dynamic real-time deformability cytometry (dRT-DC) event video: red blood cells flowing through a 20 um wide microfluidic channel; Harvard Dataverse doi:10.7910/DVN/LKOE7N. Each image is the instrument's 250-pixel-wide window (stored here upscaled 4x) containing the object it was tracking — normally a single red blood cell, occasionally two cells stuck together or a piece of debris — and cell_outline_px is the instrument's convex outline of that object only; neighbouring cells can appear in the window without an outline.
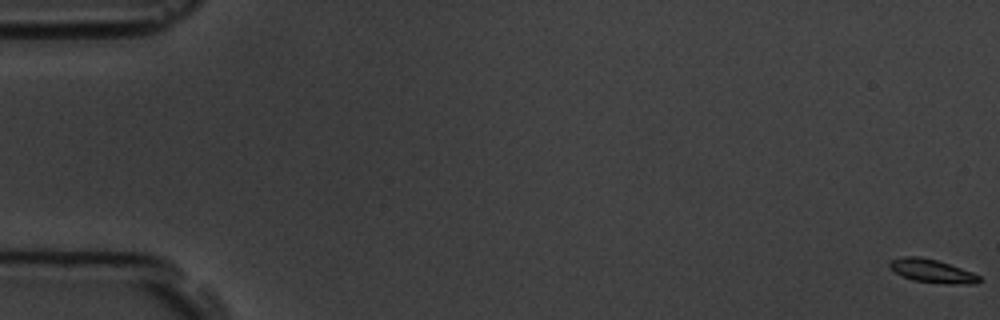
{"species": "common noctule bat (a hibernating species)", "species_latin": "Nyctalus noctula", "temperature_condition": "room temperature", "stored_images_in_passage": 5, "camera_frame_rate_fps": 3000, "um_per_image_px": 0.085, "animal": {"sex": "male", "body_mass_g": 19.5, "forearm_length_mm": 54.6}, "frame": {"image": 1, "passage_image": 1, "time_ms": 0.0, "image_size_px": [1000, 320], "cell_outline_px": [[980, 280], [976, 284], [948, 284], [912, 280], [896, 272], [888, 264], [888, 260], [900, 256], [920, 256], [936, 260], [972, 272], [980, 276]], "centroid_in_image_um": [79.2, 23.02], "position_along_channel_um": 5.8, "area_um2": 12.14}}
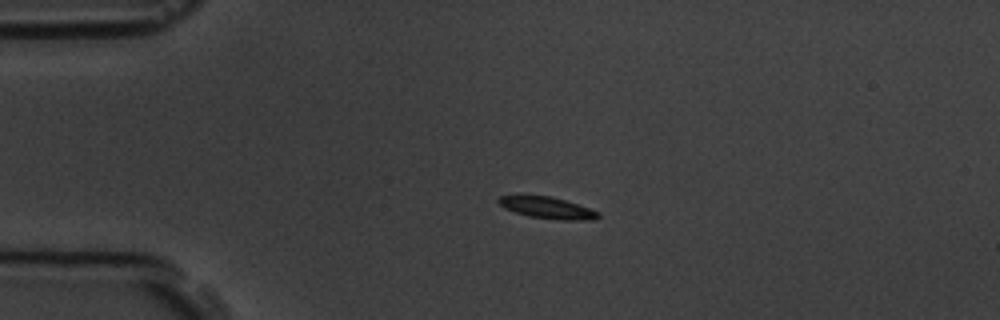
{"frame": {"image": 2, "passage_image": 4, "time_ms": 4.333, "image_size_px": [1000, 320], "cell_outline_px": [[600, 216], [596, 220], [560, 220], [528, 216], [504, 208], [496, 200], [500, 196], [552, 196], [600, 212]], "centroid_in_image_um": [46.55, 17.68], "position_along_channel_um": 38.4, "area_um2": 12.37}}